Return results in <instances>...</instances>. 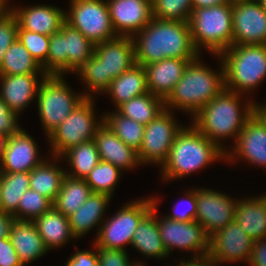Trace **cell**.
I'll return each instance as SVG.
<instances>
[{"mask_svg": "<svg viewBox=\"0 0 266 266\" xmlns=\"http://www.w3.org/2000/svg\"><path fill=\"white\" fill-rule=\"evenodd\" d=\"M217 159L226 160V153L193 124L184 126L176 135L167 160L160 166L162 178L165 181L183 178Z\"/></svg>", "mask_w": 266, "mask_h": 266, "instance_id": "5b68a950", "label": "cell"}, {"mask_svg": "<svg viewBox=\"0 0 266 266\" xmlns=\"http://www.w3.org/2000/svg\"><path fill=\"white\" fill-rule=\"evenodd\" d=\"M98 263L100 266H130L127 251L97 247Z\"/></svg>", "mask_w": 266, "mask_h": 266, "instance_id": "ee69618b", "label": "cell"}, {"mask_svg": "<svg viewBox=\"0 0 266 266\" xmlns=\"http://www.w3.org/2000/svg\"><path fill=\"white\" fill-rule=\"evenodd\" d=\"M8 0H0V19L11 11L10 6L7 4ZM8 5V7H6Z\"/></svg>", "mask_w": 266, "mask_h": 266, "instance_id": "db71d44e", "label": "cell"}, {"mask_svg": "<svg viewBox=\"0 0 266 266\" xmlns=\"http://www.w3.org/2000/svg\"><path fill=\"white\" fill-rule=\"evenodd\" d=\"M172 111L165 109L145 125L142 145L138 151L141 165H163L169 156L176 135L182 130ZM178 123V124H177Z\"/></svg>", "mask_w": 266, "mask_h": 266, "instance_id": "4fadbf2b", "label": "cell"}, {"mask_svg": "<svg viewBox=\"0 0 266 266\" xmlns=\"http://www.w3.org/2000/svg\"><path fill=\"white\" fill-rule=\"evenodd\" d=\"M110 200L109 195L92 193L77 211L68 216L70 229L75 239L86 235L93 226H99L98 235L100 226L104 222L105 209Z\"/></svg>", "mask_w": 266, "mask_h": 266, "instance_id": "4316f807", "label": "cell"}, {"mask_svg": "<svg viewBox=\"0 0 266 266\" xmlns=\"http://www.w3.org/2000/svg\"><path fill=\"white\" fill-rule=\"evenodd\" d=\"M188 192V193H187ZM186 192V197L183 199L184 201L181 200V202L185 203L186 205L189 207L184 206L183 209L179 210V206L181 204V202H179L180 204L176 203L177 206H174L173 208V212L172 214H169L168 216H166L167 219L169 220H174V221H178V222H190L193 220H196V213H197V201H196V189H192L190 191Z\"/></svg>", "mask_w": 266, "mask_h": 266, "instance_id": "7bdbcfd3", "label": "cell"}, {"mask_svg": "<svg viewBox=\"0 0 266 266\" xmlns=\"http://www.w3.org/2000/svg\"><path fill=\"white\" fill-rule=\"evenodd\" d=\"M40 74L46 73L42 66L35 60L30 52L17 38L5 52L0 66V75Z\"/></svg>", "mask_w": 266, "mask_h": 266, "instance_id": "836d02e7", "label": "cell"}, {"mask_svg": "<svg viewBox=\"0 0 266 266\" xmlns=\"http://www.w3.org/2000/svg\"><path fill=\"white\" fill-rule=\"evenodd\" d=\"M193 60L169 57L145 65L148 91L165 100L182 77L185 67Z\"/></svg>", "mask_w": 266, "mask_h": 266, "instance_id": "603a6c76", "label": "cell"}, {"mask_svg": "<svg viewBox=\"0 0 266 266\" xmlns=\"http://www.w3.org/2000/svg\"><path fill=\"white\" fill-rule=\"evenodd\" d=\"M217 56L222 58L225 89L229 91L253 92L266 78V45H232Z\"/></svg>", "mask_w": 266, "mask_h": 266, "instance_id": "8992f818", "label": "cell"}, {"mask_svg": "<svg viewBox=\"0 0 266 266\" xmlns=\"http://www.w3.org/2000/svg\"><path fill=\"white\" fill-rule=\"evenodd\" d=\"M66 83L63 75H46L38 88V114L47 137L85 99L80 92L75 94Z\"/></svg>", "mask_w": 266, "mask_h": 266, "instance_id": "9c48e42d", "label": "cell"}, {"mask_svg": "<svg viewBox=\"0 0 266 266\" xmlns=\"http://www.w3.org/2000/svg\"><path fill=\"white\" fill-rule=\"evenodd\" d=\"M152 197L127 203L118 212L105 219L100 226L94 244L99 248L126 250L142 218L153 208Z\"/></svg>", "mask_w": 266, "mask_h": 266, "instance_id": "8fae6325", "label": "cell"}, {"mask_svg": "<svg viewBox=\"0 0 266 266\" xmlns=\"http://www.w3.org/2000/svg\"><path fill=\"white\" fill-rule=\"evenodd\" d=\"M29 188V172L0 173L2 211L14 216L22 194Z\"/></svg>", "mask_w": 266, "mask_h": 266, "instance_id": "d590c367", "label": "cell"}, {"mask_svg": "<svg viewBox=\"0 0 266 266\" xmlns=\"http://www.w3.org/2000/svg\"><path fill=\"white\" fill-rule=\"evenodd\" d=\"M255 1V0H230L231 4L238 2Z\"/></svg>", "mask_w": 266, "mask_h": 266, "instance_id": "6f0895ef", "label": "cell"}, {"mask_svg": "<svg viewBox=\"0 0 266 266\" xmlns=\"http://www.w3.org/2000/svg\"><path fill=\"white\" fill-rule=\"evenodd\" d=\"M248 263L251 266H266V239L254 242L252 254Z\"/></svg>", "mask_w": 266, "mask_h": 266, "instance_id": "c3c4849f", "label": "cell"}, {"mask_svg": "<svg viewBox=\"0 0 266 266\" xmlns=\"http://www.w3.org/2000/svg\"><path fill=\"white\" fill-rule=\"evenodd\" d=\"M18 37V21L16 15L10 11L0 19V66L5 52Z\"/></svg>", "mask_w": 266, "mask_h": 266, "instance_id": "b9f144b4", "label": "cell"}, {"mask_svg": "<svg viewBox=\"0 0 266 266\" xmlns=\"http://www.w3.org/2000/svg\"><path fill=\"white\" fill-rule=\"evenodd\" d=\"M160 236L168 255L175 248L192 251V259L206 258L209 253V236L196 220L178 222L158 217Z\"/></svg>", "mask_w": 266, "mask_h": 266, "instance_id": "5bb4252c", "label": "cell"}, {"mask_svg": "<svg viewBox=\"0 0 266 266\" xmlns=\"http://www.w3.org/2000/svg\"><path fill=\"white\" fill-rule=\"evenodd\" d=\"M234 145V149L226 153L227 161L232 163L240 157L266 168V125L255 113L245 123Z\"/></svg>", "mask_w": 266, "mask_h": 266, "instance_id": "d6986e66", "label": "cell"}, {"mask_svg": "<svg viewBox=\"0 0 266 266\" xmlns=\"http://www.w3.org/2000/svg\"><path fill=\"white\" fill-rule=\"evenodd\" d=\"M148 92L145 68L135 64L111 81L109 88L104 93L111 95L110 97L118 107L123 102Z\"/></svg>", "mask_w": 266, "mask_h": 266, "instance_id": "f546056e", "label": "cell"}, {"mask_svg": "<svg viewBox=\"0 0 266 266\" xmlns=\"http://www.w3.org/2000/svg\"><path fill=\"white\" fill-rule=\"evenodd\" d=\"M177 266H214V265L206 257V258L191 259L190 261L187 260V262H185V260H182L180 261L179 264H177Z\"/></svg>", "mask_w": 266, "mask_h": 266, "instance_id": "816d5d0a", "label": "cell"}, {"mask_svg": "<svg viewBox=\"0 0 266 266\" xmlns=\"http://www.w3.org/2000/svg\"><path fill=\"white\" fill-rule=\"evenodd\" d=\"M94 141L100 160L113 164L121 171L141 165L138 151L126 145L105 123L97 129Z\"/></svg>", "mask_w": 266, "mask_h": 266, "instance_id": "7402d4cb", "label": "cell"}, {"mask_svg": "<svg viewBox=\"0 0 266 266\" xmlns=\"http://www.w3.org/2000/svg\"><path fill=\"white\" fill-rule=\"evenodd\" d=\"M188 23L199 53L216 56L233 45L232 4L193 9Z\"/></svg>", "mask_w": 266, "mask_h": 266, "instance_id": "52a82bcc", "label": "cell"}, {"mask_svg": "<svg viewBox=\"0 0 266 266\" xmlns=\"http://www.w3.org/2000/svg\"><path fill=\"white\" fill-rule=\"evenodd\" d=\"M231 4L230 0H192L193 9Z\"/></svg>", "mask_w": 266, "mask_h": 266, "instance_id": "f907efd6", "label": "cell"}, {"mask_svg": "<svg viewBox=\"0 0 266 266\" xmlns=\"http://www.w3.org/2000/svg\"><path fill=\"white\" fill-rule=\"evenodd\" d=\"M241 95L224 89L192 117V124L225 153L229 150L223 147L221 140L233 137L236 142L245 123L254 114L253 100L240 107Z\"/></svg>", "mask_w": 266, "mask_h": 266, "instance_id": "7a4b0ae2", "label": "cell"}, {"mask_svg": "<svg viewBox=\"0 0 266 266\" xmlns=\"http://www.w3.org/2000/svg\"><path fill=\"white\" fill-rule=\"evenodd\" d=\"M94 49L90 40L64 22L60 30L50 36L47 75L76 72L93 56Z\"/></svg>", "mask_w": 266, "mask_h": 266, "instance_id": "ba28073f", "label": "cell"}, {"mask_svg": "<svg viewBox=\"0 0 266 266\" xmlns=\"http://www.w3.org/2000/svg\"><path fill=\"white\" fill-rule=\"evenodd\" d=\"M93 247H95V252L77 250L76 253L67 259L68 261L65 266H100L98 263L97 246L94 244Z\"/></svg>", "mask_w": 266, "mask_h": 266, "instance_id": "7dc6e473", "label": "cell"}, {"mask_svg": "<svg viewBox=\"0 0 266 266\" xmlns=\"http://www.w3.org/2000/svg\"><path fill=\"white\" fill-rule=\"evenodd\" d=\"M8 136L0 134V163L3 158V154L6 148Z\"/></svg>", "mask_w": 266, "mask_h": 266, "instance_id": "11a10c76", "label": "cell"}, {"mask_svg": "<svg viewBox=\"0 0 266 266\" xmlns=\"http://www.w3.org/2000/svg\"><path fill=\"white\" fill-rule=\"evenodd\" d=\"M92 193L85 179L65 175L58 196L53 202V207L68 217L77 211Z\"/></svg>", "mask_w": 266, "mask_h": 266, "instance_id": "4dcf8cb0", "label": "cell"}, {"mask_svg": "<svg viewBox=\"0 0 266 266\" xmlns=\"http://www.w3.org/2000/svg\"><path fill=\"white\" fill-rule=\"evenodd\" d=\"M152 18L189 22L192 0H151Z\"/></svg>", "mask_w": 266, "mask_h": 266, "instance_id": "f35d334b", "label": "cell"}, {"mask_svg": "<svg viewBox=\"0 0 266 266\" xmlns=\"http://www.w3.org/2000/svg\"><path fill=\"white\" fill-rule=\"evenodd\" d=\"M30 136L21 129L8 137L0 163V173L30 172L44 160L40 159L38 144Z\"/></svg>", "mask_w": 266, "mask_h": 266, "instance_id": "ffe728a7", "label": "cell"}, {"mask_svg": "<svg viewBox=\"0 0 266 266\" xmlns=\"http://www.w3.org/2000/svg\"><path fill=\"white\" fill-rule=\"evenodd\" d=\"M233 45H266V10L255 1L232 4Z\"/></svg>", "mask_w": 266, "mask_h": 266, "instance_id": "e0dca14e", "label": "cell"}, {"mask_svg": "<svg viewBox=\"0 0 266 266\" xmlns=\"http://www.w3.org/2000/svg\"><path fill=\"white\" fill-rule=\"evenodd\" d=\"M254 113L262 120L266 125V104L254 103Z\"/></svg>", "mask_w": 266, "mask_h": 266, "instance_id": "f5cc1de1", "label": "cell"}, {"mask_svg": "<svg viewBox=\"0 0 266 266\" xmlns=\"http://www.w3.org/2000/svg\"><path fill=\"white\" fill-rule=\"evenodd\" d=\"M121 172L113 164L100 160L85 177V181L93 193L106 194L112 197L114 188L121 178Z\"/></svg>", "mask_w": 266, "mask_h": 266, "instance_id": "74e56055", "label": "cell"}, {"mask_svg": "<svg viewBox=\"0 0 266 266\" xmlns=\"http://www.w3.org/2000/svg\"><path fill=\"white\" fill-rule=\"evenodd\" d=\"M92 98H85L79 103L66 119L47 137L51 143L52 158L60 156L71 147L94 139L97 129L104 123L95 119V107ZM97 120V121H96Z\"/></svg>", "mask_w": 266, "mask_h": 266, "instance_id": "30bf717a", "label": "cell"}, {"mask_svg": "<svg viewBox=\"0 0 266 266\" xmlns=\"http://www.w3.org/2000/svg\"><path fill=\"white\" fill-rule=\"evenodd\" d=\"M45 159L29 172L30 189L48 198L52 203L58 196L66 170Z\"/></svg>", "mask_w": 266, "mask_h": 266, "instance_id": "1f68e13d", "label": "cell"}, {"mask_svg": "<svg viewBox=\"0 0 266 266\" xmlns=\"http://www.w3.org/2000/svg\"><path fill=\"white\" fill-rule=\"evenodd\" d=\"M220 72L205 66L201 59L188 63L173 91L164 100L165 109H179L195 116L206 104L225 89L224 67Z\"/></svg>", "mask_w": 266, "mask_h": 266, "instance_id": "277c9868", "label": "cell"}, {"mask_svg": "<svg viewBox=\"0 0 266 266\" xmlns=\"http://www.w3.org/2000/svg\"><path fill=\"white\" fill-rule=\"evenodd\" d=\"M17 116L19 114L11 111L0 96V134L10 137L21 130Z\"/></svg>", "mask_w": 266, "mask_h": 266, "instance_id": "f6af8a7d", "label": "cell"}, {"mask_svg": "<svg viewBox=\"0 0 266 266\" xmlns=\"http://www.w3.org/2000/svg\"><path fill=\"white\" fill-rule=\"evenodd\" d=\"M14 220V217L10 214L0 212V240L6 237H9V231L11 223Z\"/></svg>", "mask_w": 266, "mask_h": 266, "instance_id": "681fc988", "label": "cell"}, {"mask_svg": "<svg viewBox=\"0 0 266 266\" xmlns=\"http://www.w3.org/2000/svg\"><path fill=\"white\" fill-rule=\"evenodd\" d=\"M9 238L24 266L49 251L33 221L14 219L11 223Z\"/></svg>", "mask_w": 266, "mask_h": 266, "instance_id": "d4e9b609", "label": "cell"}, {"mask_svg": "<svg viewBox=\"0 0 266 266\" xmlns=\"http://www.w3.org/2000/svg\"><path fill=\"white\" fill-rule=\"evenodd\" d=\"M136 64L132 37L117 36L95 45L93 56L76 72L90 92H83L85 98H92L91 92L103 93L111 81ZM95 92V93H94Z\"/></svg>", "mask_w": 266, "mask_h": 266, "instance_id": "3957f363", "label": "cell"}, {"mask_svg": "<svg viewBox=\"0 0 266 266\" xmlns=\"http://www.w3.org/2000/svg\"><path fill=\"white\" fill-rule=\"evenodd\" d=\"M33 222L48 250L63 246L69 239H75L70 229L69 218L53 206Z\"/></svg>", "mask_w": 266, "mask_h": 266, "instance_id": "f1b7e54d", "label": "cell"}, {"mask_svg": "<svg viewBox=\"0 0 266 266\" xmlns=\"http://www.w3.org/2000/svg\"><path fill=\"white\" fill-rule=\"evenodd\" d=\"M18 25L25 30L51 36L65 22V10L54 5H34L25 8L12 7Z\"/></svg>", "mask_w": 266, "mask_h": 266, "instance_id": "44dd1931", "label": "cell"}, {"mask_svg": "<svg viewBox=\"0 0 266 266\" xmlns=\"http://www.w3.org/2000/svg\"><path fill=\"white\" fill-rule=\"evenodd\" d=\"M154 206L142 218L134 232L131 246L147 257L164 258L168 252L164 247L158 227L157 204L159 200L152 197ZM157 217V218H156Z\"/></svg>", "mask_w": 266, "mask_h": 266, "instance_id": "484cf974", "label": "cell"}, {"mask_svg": "<svg viewBox=\"0 0 266 266\" xmlns=\"http://www.w3.org/2000/svg\"><path fill=\"white\" fill-rule=\"evenodd\" d=\"M31 56L42 66L47 75V57L50 36L22 29L18 25V37Z\"/></svg>", "mask_w": 266, "mask_h": 266, "instance_id": "60d3db41", "label": "cell"}, {"mask_svg": "<svg viewBox=\"0 0 266 266\" xmlns=\"http://www.w3.org/2000/svg\"><path fill=\"white\" fill-rule=\"evenodd\" d=\"M38 74L0 75V96L8 108L20 114L33 98H37Z\"/></svg>", "mask_w": 266, "mask_h": 266, "instance_id": "cb8c5ba5", "label": "cell"}, {"mask_svg": "<svg viewBox=\"0 0 266 266\" xmlns=\"http://www.w3.org/2000/svg\"><path fill=\"white\" fill-rule=\"evenodd\" d=\"M0 266H24L9 237L0 240Z\"/></svg>", "mask_w": 266, "mask_h": 266, "instance_id": "bcb514c9", "label": "cell"}, {"mask_svg": "<svg viewBox=\"0 0 266 266\" xmlns=\"http://www.w3.org/2000/svg\"><path fill=\"white\" fill-rule=\"evenodd\" d=\"M196 221L210 237L234 221L237 200L211 189H196Z\"/></svg>", "mask_w": 266, "mask_h": 266, "instance_id": "2e32d148", "label": "cell"}, {"mask_svg": "<svg viewBox=\"0 0 266 266\" xmlns=\"http://www.w3.org/2000/svg\"><path fill=\"white\" fill-rule=\"evenodd\" d=\"M135 60L138 65H148L165 58L197 59L188 22L152 18L133 37Z\"/></svg>", "mask_w": 266, "mask_h": 266, "instance_id": "6da1fadb", "label": "cell"}, {"mask_svg": "<svg viewBox=\"0 0 266 266\" xmlns=\"http://www.w3.org/2000/svg\"><path fill=\"white\" fill-rule=\"evenodd\" d=\"M254 240L234 220L209 238L208 260L219 266L225 262H249Z\"/></svg>", "mask_w": 266, "mask_h": 266, "instance_id": "9a60e30c", "label": "cell"}, {"mask_svg": "<svg viewBox=\"0 0 266 266\" xmlns=\"http://www.w3.org/2000/svg\"><path fill=\"white\" fill-rule=\"evenodd\" d=\"M130 266H145L143 263H139V262H135V263H131V265Z\"/></svg>", "mask_w": 266, "mask_h": 266, "instance_id": "680465c9", "label": "cell"}, {"mask_svg": "<svg viewBox=\"0 0 266 266\" xmlns=\"http://www.w3.org/2000/svg\"><path fill=\"white\" fill-rule=\"evenodd\" d=\"M103 121L126 145L139 151L143 142L145 125L124 117L116 110L112 113H105Z\"/></svg>", "mask_w": 266, "mask_h": 266, "instance_id": "8d00e7d4", "label": "cell"}, {"mask_svg": "<svg viewBox=\"0 0 266 266\" xmlns=\"http://www.w3.org/2000/svg\"><path fill=\"white\" fill-rule=\"evenodd\" d=\"M117 36L133 37L152 19L151 0H107Z\"/></svg>", "mask_w": 266, "mask_h": 266, "instance_id": "ac0fdd59", "label": "cell"}, {"mask_svg": "<svg viewBox=\"0 0 266 266\" xmlns=\"http://www.w3.org/2000/svg\"><path fill=\"white\" fill-rule=\"evenodd\" d=\"M2 211V206H1V196H0V212Z\"/></svg>", "mask_w": 266, "mask_h": 266, "instance_id": "91938a15", "label": "cell"}, {"mask_svg": "<svg viewBox=\"0 0 266 266\" xmlns=\"http://www.w3.org/2000/svg\"><path fill=\"white\" fill-rule=\"evenodd\" d=\"M234 220L254 241L266 239V195L238 200Z\"/></svg>", "mask_w": 266, "mask_h": 266, "instance_id": "83f0119b", "label": "cell"}, {"mask_svg": "<svg viewBox=\"0 0 266 266\" xmlns=\"http://www.w3.org/2000/svg\"><path fill=\"white\" fill-rule=\"evenodd\" d=\"M257 1L260 3V5L262 6V8L264 10H266V0H257Z\"/></svg>", "mask_w": 266, "mask_h": 266, "instance_id": "9f6ffc18", "label": "cell"}, {"mask_svg": "<svg viewBox=\"0 0 266 266\" xmlns=\"http://www.w3.org/2000/svg\"><path fill=\"white\" fill-rule=\"evenodd\" d=\"M52 206L53 203L48 198L29 188L22 194L17 213L13 217L17 220L34 221Z\"/></svg>", "mask_w": 266, "mask_h": 266, "instance_id": "ab89813d", "label": "cell"}, {"mask_svg": "<svg viewBox=\"0 0 266 266\" xmlns=\"http://www.w3.org/2000/svg\"><path fill=\"white\" fill-rule=\"evenodd\" d=\"M65 22L80 31L94 45L117 37L104 0H70Z\"/></svg>", "mask_w": 266, "mask_h": 266, "instance_id": "7c38bea8", "label": "cell"}, {"mask_svg": "<svg viewBox=\"0 0 266 266\" xmlns=\"http://www.w3.org/2000/svg\"><path fill=\"white\" fill-rule=\"evenodd\" d=\"M62 157L66 158L65 160L70 164L68 166L71 167V172L70 170L65 172L66 175L80 179H85L100 161L94 139L71 147L60 156Z\"/></svg>", "mask_w": 266, "mask_h": 266, "instance_id": "e575fe53", "label": "cell"}, {"mask_svg": "<svg viewBox=\"0 0 266 266\" xmlns=\"http://www.w3.org/2000/svg\"><path fill=\"white\" fill-rule=\"evenodd\" d=\"M116 110L124 117L147 125L165 110V102L163 98L148 92L123 102Z\"/></svg>", "mask_w": 266, "mask_h": 266, "instance_id": "d6a6232c", "label": "cell"}]
</instances>
